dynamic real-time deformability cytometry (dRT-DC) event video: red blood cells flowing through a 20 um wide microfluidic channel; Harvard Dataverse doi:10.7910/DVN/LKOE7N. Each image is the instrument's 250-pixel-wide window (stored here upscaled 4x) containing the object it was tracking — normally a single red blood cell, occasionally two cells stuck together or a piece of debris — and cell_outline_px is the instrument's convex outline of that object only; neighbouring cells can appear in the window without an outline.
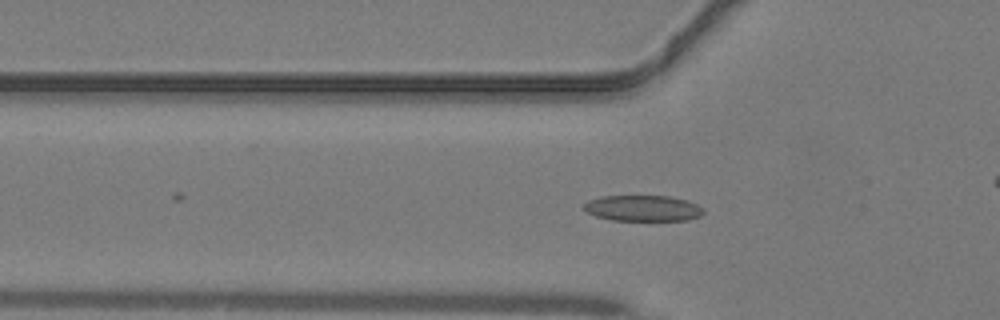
{"species": "common noctule bat (a hibernating species)", "species_latin": "Nyctalus noctula", "temperature_condition": "warm", "stored_images_in_passage": 34, "camera_frame_rate_fps": 3000, "um_per_image_px": 0.085, "animal": {"sex": "male", "body_mass_g": 19.2, "forearm_length_mm": 51.8}, "frame": {"image": 1, "passage_image": 15, "time_ms": 4.667, "image_size_px": [1000, 320], "cell_outline_px": [[704, 212], [700, 216], [688, 220], [612, 220], [596, 216], [588, 212], [584, 208], [584, 204], [588, 200], [600, 196], [672, 196], [688, 200], [704, 208]], "centroid_in_image_um": [54.68, 17.69], "position_along_channel_um": 71.1, "area_um2": 18.09}}
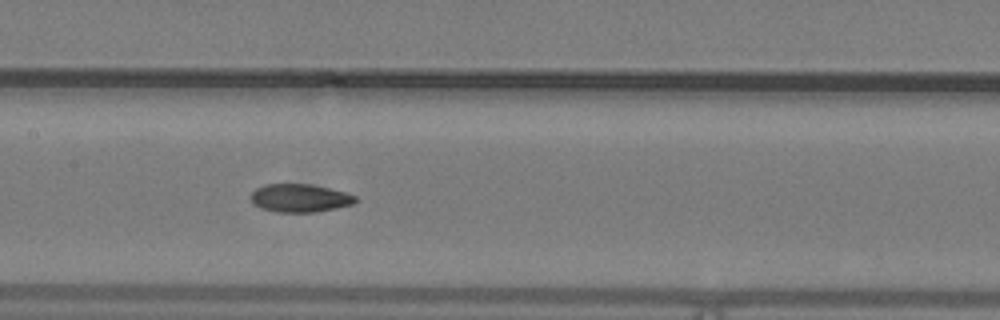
{"frame": {"image": 2, "passage_image": 22, "time_ms": 7.0, "image_size_px": [1000, 320], "cell_outline_px": [[356, 200], [352, 204], [336, 208], [312, 212], [276, 212], [260, 208], [252, 204], [248, 196], [256, 188], [264, 184], [312, 184], [344, 192], [356, 196]], "centroid_in_image_um": [25.41, 16.83], "position_along_channel_um": 182.0, "area_um2": 17.22}}
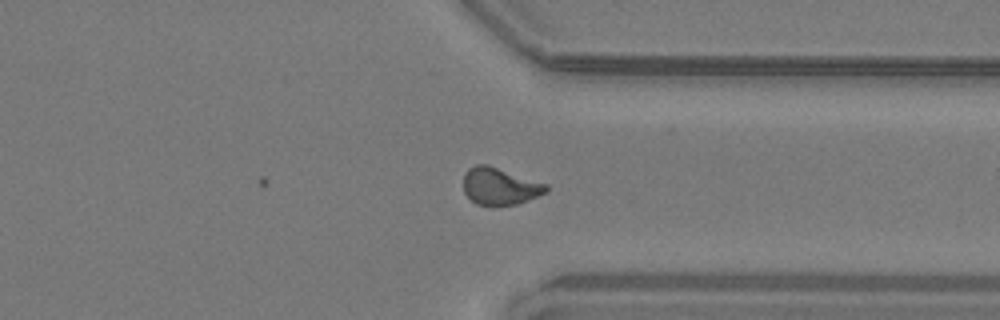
{"frame": {"image": 3, "passage_image": 34, "time_ms": 11.0, "image_size_px": [1000, 320], "cell_outline_px": [[548, 192], [528, 200], [516, 204], [492, 208], [476, 204], [464, 192], [464, 172], [468, 168], [476, 164], [488, 164], [548, 184]], "centroid_in_image_um": [42.49, 15.85], "position_along_channel_um": 368.9, "area_um2": 18.38}}